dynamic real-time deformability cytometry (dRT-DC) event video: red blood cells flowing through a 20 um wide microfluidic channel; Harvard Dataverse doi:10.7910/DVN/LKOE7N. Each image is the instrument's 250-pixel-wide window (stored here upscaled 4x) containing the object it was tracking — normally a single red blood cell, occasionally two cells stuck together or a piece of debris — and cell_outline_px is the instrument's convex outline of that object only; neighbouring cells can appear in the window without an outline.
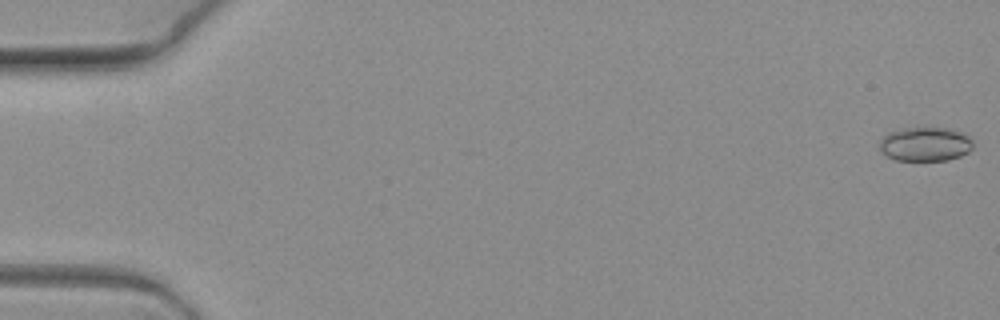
{"species": "common noctule bat (a hibernating species)", "species_latin": "Nyctalus noctula", "temperature_condition": "warm", "stored_images_in_passage": 9, "camera_frame_rate_fps": 3000, "um_per_image_px": 0.085, "animal": {"sex": "female", "body_mass_g": 19.3, "forearm_length_mm": 54.1}, "frame": {"image": 1, "passage_image": 1, "time_ms": 0.0, "image_size_px": [1000, 320], "cell_outline_px": [[972, 148], [968, 152], [960, 156], [948, 160], [896, 160], [888, 156], [880, 148], [880, 140], [888, 132], [904, 128], [924, 124], [964, 132], [972, 140]], "centroid_in_image_um": [78.66, 12.2], "position_along_channel_um": 6.3, "area_um2": 19.02}}
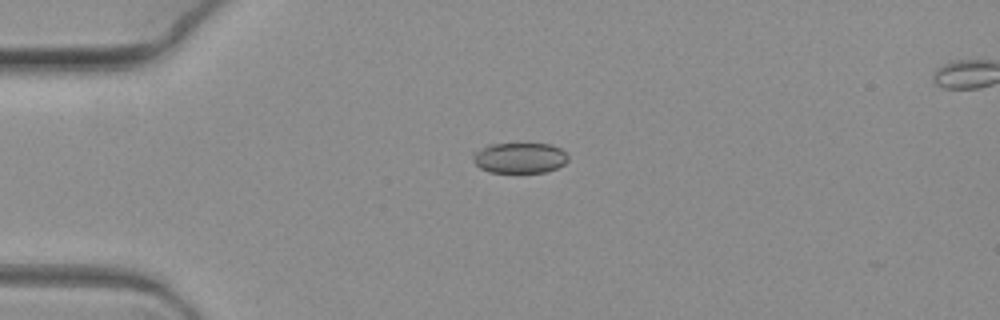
{"frame": {"image": 2, "passage_image": 6, "time_ms": 1.667, "image_size_px": [1000, 320], "cell_outline_px": [[568, 160], [564, 164], [556, 168], [544, 172], [488, 172], [480, 168], [476, 164], [472, 152], [488, 144], [552, 144], [560, 148], [568, 156]], "centroid_in_image_um": [44.16, 13.41], "position_along_channel_um": 40.8, "area_um2": 16.88}}
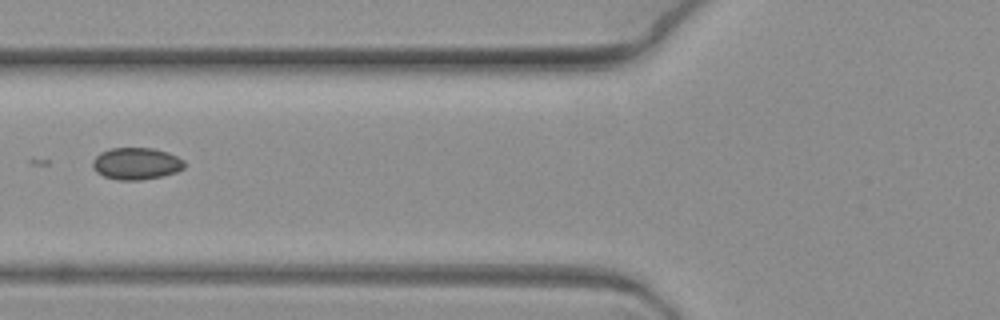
{"frame": {"image": 3, "passage_image": 9, "time_ms": 2.667, "image_size_px": [1000, 320], "cell_outline_px": [[184, 168], [176, 172], [160, 176], [140, 180], [116, 180], [104, 176], [96, 172], [92, 164], [92, 160], [100, 152], [112, 148], [152, 148], [168, 152], [184, 160]], "centroid_in_image_um": [11.57, 13.9], "position_along_channel_um": 114.2, "area_um2": 17.05}}